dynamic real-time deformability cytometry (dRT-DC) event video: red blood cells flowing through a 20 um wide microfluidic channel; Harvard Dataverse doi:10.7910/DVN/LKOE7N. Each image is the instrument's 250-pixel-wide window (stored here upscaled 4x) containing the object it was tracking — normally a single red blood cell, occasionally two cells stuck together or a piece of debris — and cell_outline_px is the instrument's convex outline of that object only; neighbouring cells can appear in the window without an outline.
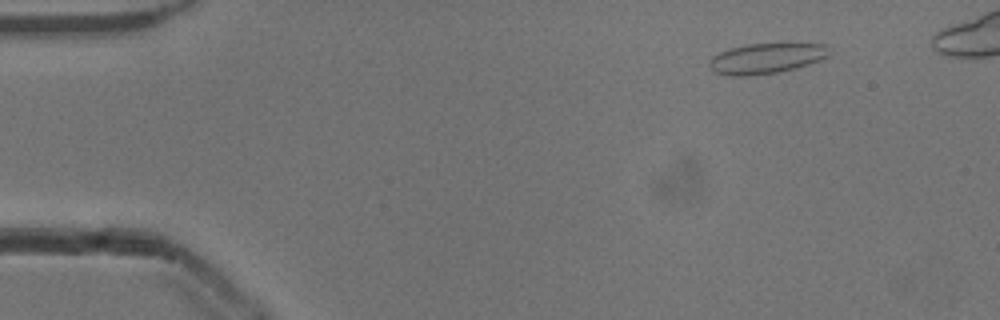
{"species": "common noctule bat (a hibernating species)", "species_latin": "Nyctalus noctula", "temperature_condition": "cold", "stored_images_in_passage": 14, "camera_frame_rate_fps": 3000, "um_per_image_px": 0.085, "animal": {"sex": "male", "body_mass_g": 13.3}, "frame": {"image": 1, "passage_image": 4, "time_ms": 1.0, "image_size_px": [1000, 320], "cell_outline_px": [[832, 56], [796, 68], [780, 72], [744, 76], [732, 76], [716, 72], [708, 68], [708, 64], [712, 56], [720, 52], [732, 48], [748, 44], [828, 44], [832, 52]], "centroid_in_image_um": [65.18, 4.96], "position_along_channel_um": 19.8, "area_um2": 21.33}}